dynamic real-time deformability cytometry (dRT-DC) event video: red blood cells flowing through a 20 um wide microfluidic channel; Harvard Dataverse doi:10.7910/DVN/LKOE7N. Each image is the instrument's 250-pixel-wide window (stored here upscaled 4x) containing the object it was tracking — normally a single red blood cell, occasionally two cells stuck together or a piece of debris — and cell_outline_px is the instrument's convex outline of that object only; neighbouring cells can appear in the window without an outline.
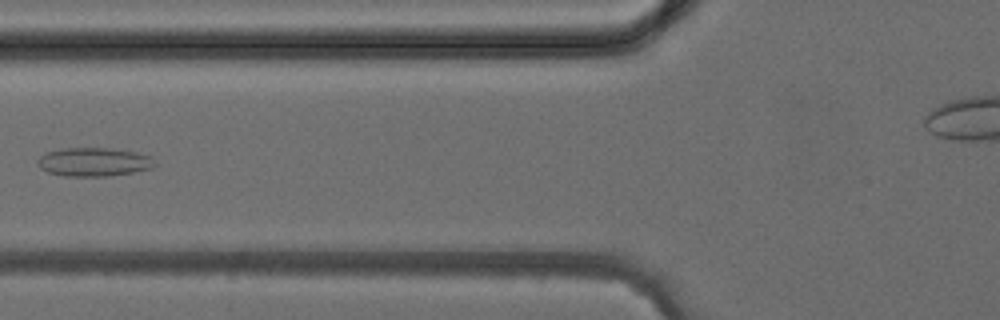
{"species": "common noctule bat (a hibernating species)", "species_latin": "Nyctalus noctula", "temperature_condition": "cold", "stored_images_in_passage": 7, "camera_frame_rate_fps": 3000, "um_per_image_px": 0.085, "animal": {"sex": "female", "body_mass_g": 24.6, "forearm_length_mm": 56.2}, "frame": {"image": 1, "passage_image": 5, "time_ms": 5.333, "image_size_px": [1000, 320], "cell_outline_px": [[156, 164], [152, 168], [132, 172], [108, 176], [64, 176], [48, 172], [40, 168], [36, 164], [36, 160], [40, 156], [48, 152], [64, 148], [108, 148], [136, 152], [152, 156]], "centroid_in_image_um": [7.97, 13.77], "position_along_channel_um": 117.8, "area_um2": 19.59}}
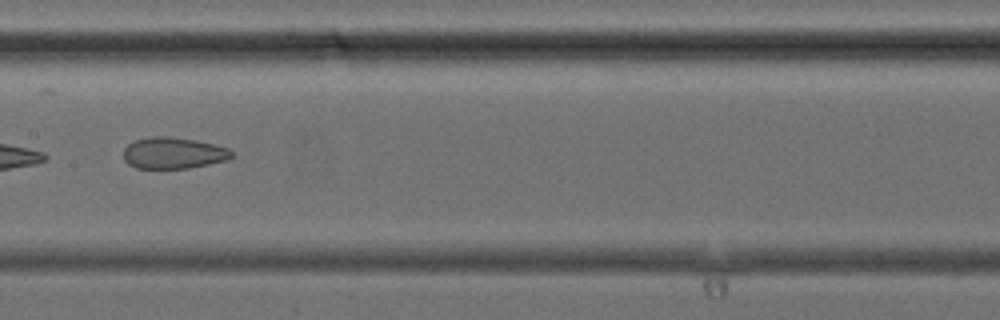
{"frame": {"image": 2, "passage_image": 7, "time_ms": 11.333, "image_size_px": [1000, 320], "cell_outline_px": [[236, 156], [228, 160], [188, 168], [136, 168], [128, 164], [124, 160], [124, 148], [128, 144], [136, 140], [152, 136], [168, 136], [196, 140], [228, 148]], "centroid_in_image_um": [14.75, 13.01], "position_along_channel_um": 192.7, "area_um2": 19.83}}